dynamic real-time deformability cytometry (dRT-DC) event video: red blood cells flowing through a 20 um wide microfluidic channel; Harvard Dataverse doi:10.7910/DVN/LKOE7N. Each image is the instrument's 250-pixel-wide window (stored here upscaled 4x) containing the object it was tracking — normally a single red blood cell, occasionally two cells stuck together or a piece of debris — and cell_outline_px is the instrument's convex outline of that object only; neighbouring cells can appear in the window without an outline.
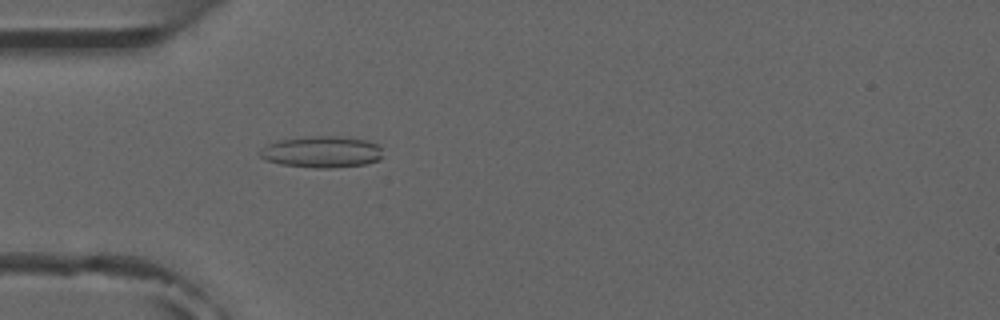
{"species": "common noctule bat (a hibernating species)", "species_latin": "Nyctalus noctula", "temperature_condition": "room temperature", "stored_images_in_passage": 5, "camera_frame_rate_fps": 3000, "um_per_image_px": 0.085, "animal": {"sex": "male", "forearm_length_mm": 52.5}, "frame": {"image": 1, "passage_image": 5, "time_ms": 4.333, "image_size_px": [1000, 320], "cell_outline_px": [[384, 156], [380, 160], [364, 164], [332, 168], [316, 168], [280, 164], [264, 160], [260, 156], [260, 152], [268, 144], [280, 140], [312, 136], [340, 136], [368, 140], [376, 144], [380, 148]], "centroid_in_image_um": [27.39, 12.92], "position_along_channel_um": 57.6, "area_um2": 22.54}}